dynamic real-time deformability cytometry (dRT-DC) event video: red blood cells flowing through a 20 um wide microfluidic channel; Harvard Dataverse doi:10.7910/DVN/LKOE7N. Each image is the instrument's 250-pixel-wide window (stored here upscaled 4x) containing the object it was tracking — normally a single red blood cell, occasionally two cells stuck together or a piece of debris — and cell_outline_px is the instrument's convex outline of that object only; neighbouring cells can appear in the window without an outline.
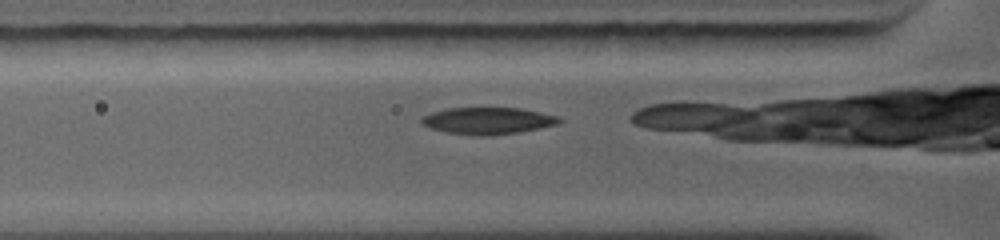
{"species": "common noctule bat (a hibernating species)", "species_latin": "Nyctalus noctula", "temperature_condition": "warm", "stored_images_in_passage": 17, "camera_frame_rate_fps": 5000, "um_per_image_px": 0.085, "animal": {"sex": "female", "body_mass_g": 19.0, "forearm_length_mm": 56.7}, "frame": {"image": 1, "passage_image": 2, "time_ms": 0.4, "image_size_px": [1000, 240], "cell_outline_px": [[560, 120], [556, 124], [516, 132], [448, 132], [432, 128], [424, 124], [420, 120], [424, 116], [432, 112], [448, 108], [520, 108], [540, 112], [556, 116]], "centroid_in_image_um": [41.45, 10.19], "position_along_channel_um": 84.3, "area_um2": 19.83}}
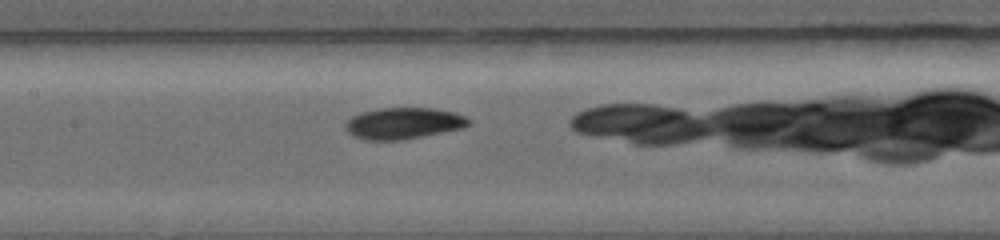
{"frame": {"image": 2, "passage_image": 7, "time_ms": 2.4, "image_size_px": [1000, 240], "cell_outline_px": [[468, 124], [460, 128], [396, 140], [368, 140], [356, 136], [348, 132], [344, 124], [352, 116], [360, 112], [376, 108], [436, 108], [456, 112], [464, 116], [468, 120]], "centroid_in_image_um": [34.23, 10.45], "position_along_channel_um": 173.2, "area_um2": 22.02}}
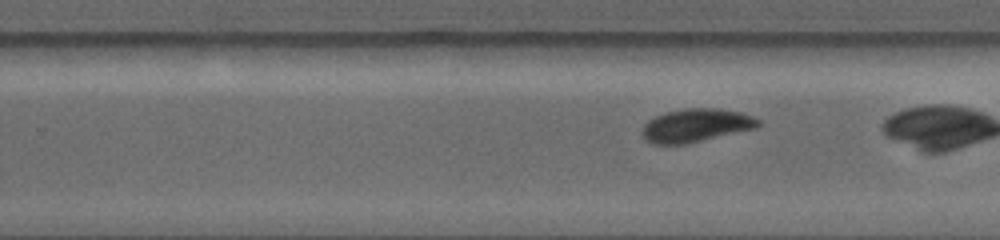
{"frame": {"image": 3, "passage_image": 14, "time_ms": 4.6, "image_size_px": [1000, 240], "cell_outline_px": [[760, 124], [752, 128], [684, 144], [652, 144], [644, 140], [644, 124], [648, 120], [664, 112], [684, 108], [720, 108], [740, 112], [752, 116], [760, 120]], "centroid_in_image_um": [59.11, 10.64], "position_along_channel_um": 270.7, "area_um2": 22.08}}